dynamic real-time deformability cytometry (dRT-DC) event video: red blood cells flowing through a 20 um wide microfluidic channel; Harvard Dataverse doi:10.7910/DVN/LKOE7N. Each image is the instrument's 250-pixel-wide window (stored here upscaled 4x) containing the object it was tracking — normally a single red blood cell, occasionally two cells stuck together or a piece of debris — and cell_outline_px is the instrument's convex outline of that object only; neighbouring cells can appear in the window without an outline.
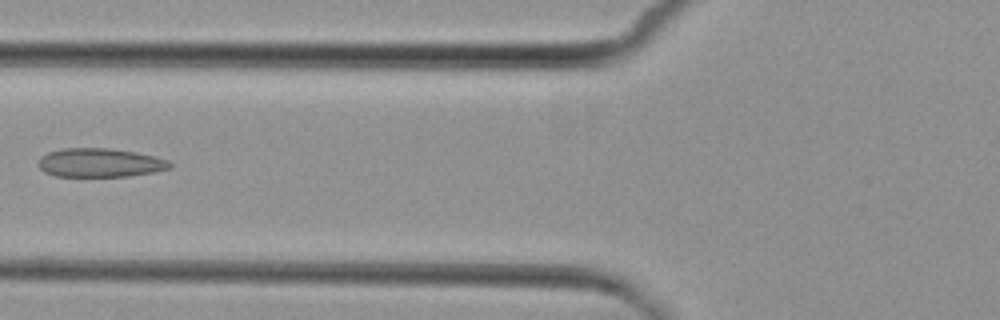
{"species": "common noctule bat (a hibernating species)", "species_latin": "Nyctalus noctula", "temperature_condition": "cold", "stored_images_in_passage": 5, "camera_frame_rate_fps": 3000, "um_per_image_px": 0.085, "animal": {"sex": "female", "body_mass_g": 29.2, "forearm_length_mm": 56.3}, "frame": {"image": 1, "passage_image": 4, "time_ms": 4.333, "image_size_px": [1000, 320], "cell_outline_px": [[172, 168], [156, 172], [128, 176], [56, 176], [44, 172], [36, 164], [40, 156], [48, 152], [64, 148], [108, 148], [136, 152], [156, 156], [168, 160], [172, 164]], "centroid_in_image_um": [8.5, 13.83], "position_along_channel_um": 117.3, "area_um2": 22.31}}
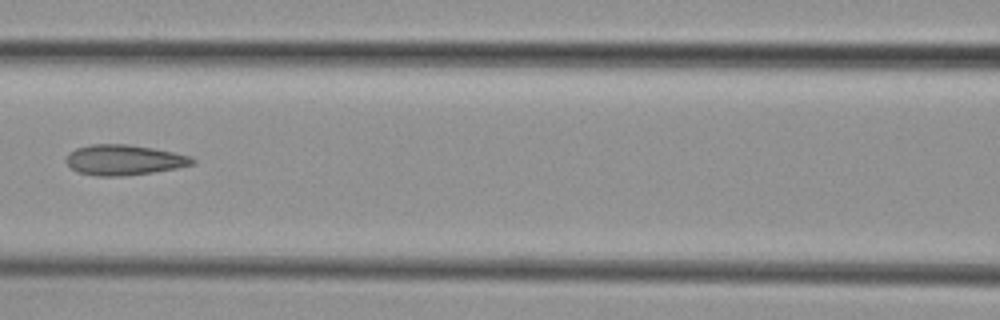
{"frame": {"image": 2, "passage_image": 5, "time_ms": 5.333, "image_size_px": [1000, 320], "cell_outline_px": [[196, 164], [176, 168], [152, 172], [124, 176], [96, 176], [76, 172], [64, 160], [68, 152], [76, 148], [92, 144], [128, 144], [152, 148], [192, 156], [196, 160]], "centroid_in_image_um": [10.53, 13.59], "position_along_channel_um": 156.1, "area_um2": 22.48}}